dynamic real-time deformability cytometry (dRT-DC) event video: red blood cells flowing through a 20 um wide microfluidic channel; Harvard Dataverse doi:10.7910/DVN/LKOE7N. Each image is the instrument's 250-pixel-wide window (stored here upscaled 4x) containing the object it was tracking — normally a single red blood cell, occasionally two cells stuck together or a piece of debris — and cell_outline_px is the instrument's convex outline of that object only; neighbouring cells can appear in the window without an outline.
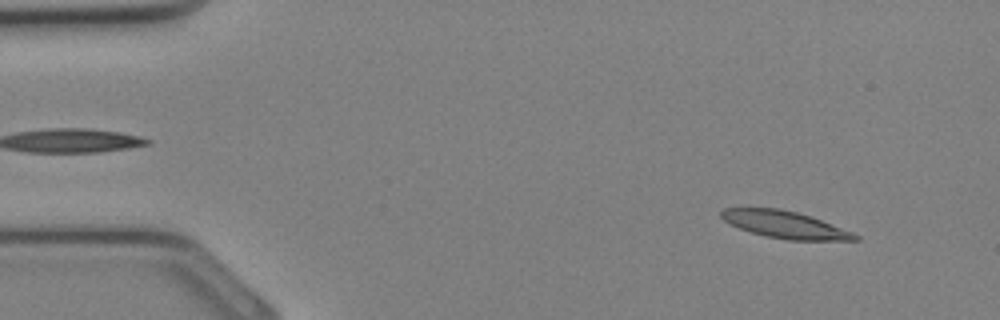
{"species": "Egyptian fruit bat (a non-hibernating species)", "species_latin": "Rousettus aegyptiacus", "temperature_condition": "cold", "stored_images_in_passage": 16, "camera_frame_rate_fps": 3000, "um_per_image_px": 0.085, "animal": {"sex": "female"}, "frame": {"image": 1, "passage_image": 3, "time_ms": 0.667, "image_size_px": [1000, 320], "cell_outline_px": [[860, 240], [788, 240], [764, 236], [740, 228], [724, 220], [720, 216], [720, 212], [724, 208], [780, 208], [796, 212], [820, 220], [852, 232], [860, 236]], "centroid_in_image_um": [66.71, 19.1], "position_along_channel_um": 18.3, "area_um2": 20.81}}
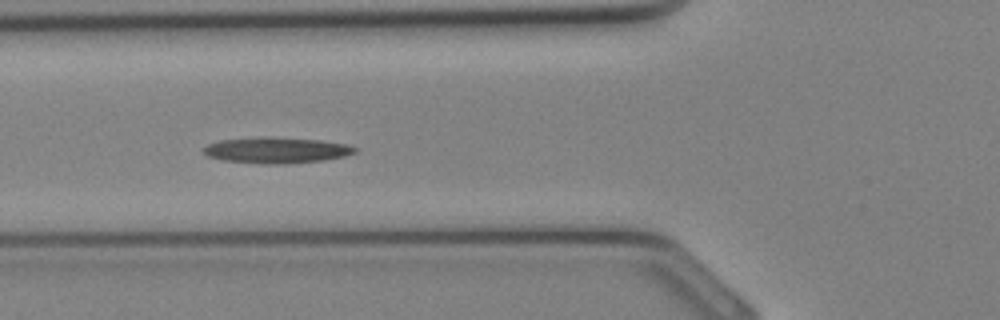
{"frame": {"image": 2, "passage_image": 12, "time_ms": 3.667, "image_size_px": [1000, 320], "cell_outline_px": [[356, 152], [344, 156], [320, 160], [272, 164], [224, 160], [208, 156], [204, 152], [204, 148], [208, 144], [220, 140], [264, 136], [320, 140], [348, 144], [356, 148]], "centroid_in_image_um": [23.49, 12.74], "position_along_channel_um": 102.3, "area_um2": 22.43}}
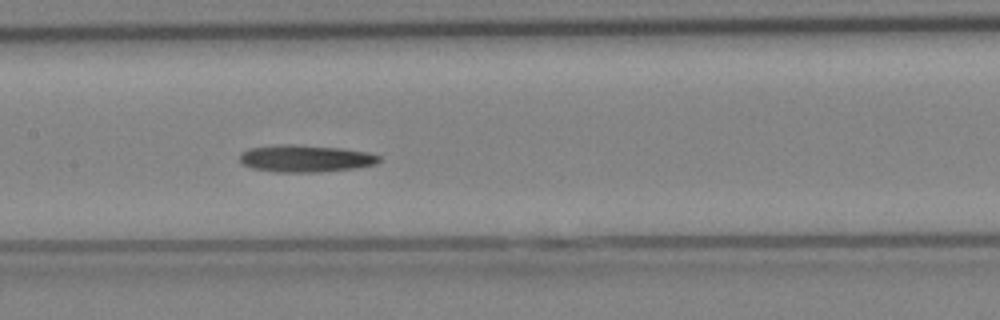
{"frame": {"image": 3, "passage_image": 16, "time_ms": 5.0, "image_size_px": [1000, 320], "cell_outline_px": [[380, 160], [376, 164], [356, 168], [320, 172], [272, 172], [252, 168], [240, 164], [240, 152], [248, 148], [280, 144], [296, 144], [340, 148], [368, 152], [380, 156]], "centroid_in_image_um": [25.92, 13.47], "position_along_channel_um": 181.5, "area_um2": 22.31}}